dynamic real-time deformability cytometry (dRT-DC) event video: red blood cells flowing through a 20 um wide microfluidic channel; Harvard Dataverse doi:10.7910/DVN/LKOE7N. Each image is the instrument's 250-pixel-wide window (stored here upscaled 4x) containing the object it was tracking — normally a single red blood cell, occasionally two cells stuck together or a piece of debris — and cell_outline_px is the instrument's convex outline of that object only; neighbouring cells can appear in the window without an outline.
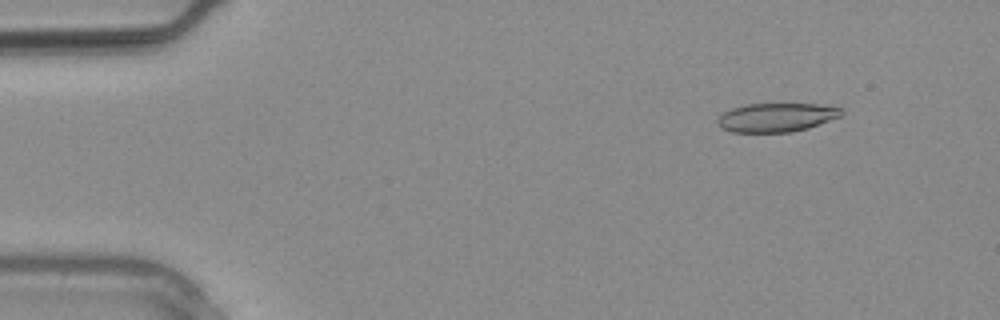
{"species": "common noctule bat (a hibernating species)", "species_latin": "Nyctalus noctula", "temperature_condition": "warm", "stored_images_in_passage": 2, "camera_frame_rate_fps": 3000, "um_per_image_px": 0.085, "animal": {"sex": "male", "body_mass_g": 20.4}, "frame": {"image": 1, "passage_image": 1, "time_ms": 0.0, "image_size_px": [1000, 320], "cell_outline_px": [[844, 112], [840, 116], [808, 128], [792, 132], [732, 132], [720, 128], [716, 124], [716, 120], [724, 112], [732, 108], [744, 104], [820, 104], [844, 108]], "centroid_in_image_um": [65.98, 9.98], "position_along_channel_um": 19.0, "area_um2": 20.92}}